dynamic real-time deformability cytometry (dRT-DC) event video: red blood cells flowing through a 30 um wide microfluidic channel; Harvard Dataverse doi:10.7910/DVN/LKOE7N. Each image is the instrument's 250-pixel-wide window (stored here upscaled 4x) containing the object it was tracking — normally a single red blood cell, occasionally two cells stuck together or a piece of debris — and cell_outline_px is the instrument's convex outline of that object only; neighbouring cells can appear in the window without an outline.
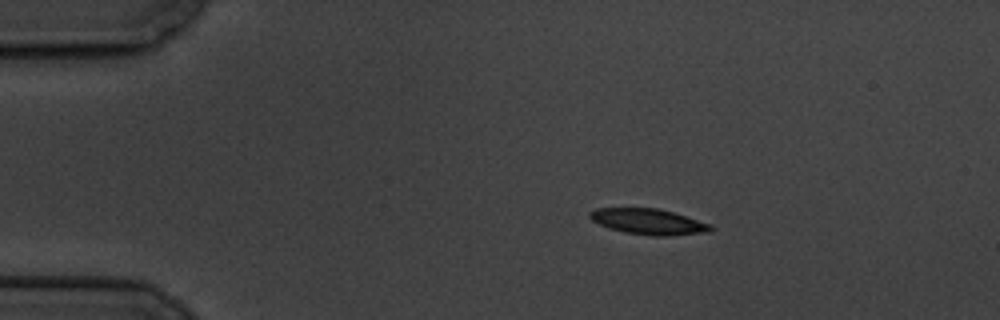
{"species": "common noctule bat (a hibernating species)", "species_latin": "Nyctalus noctula", "temperature_condition": "cold", "stored_images_in_passage": 4, "camera_frame_rate_fps": 3000, "um_per_image_px": 0.085, "animal": {"sex": "male", "body_mass_g": 19.5, "forearm_length_mm": 54.6}, "frame": {"image": 1, "passage_image": 2, "time_ms": 2.0, "image_size_px": [1000, 320], "cell_outline_px": [[716, 228], [708, 232], [664, 236], [652, 236], [624, 232], [608, 228], [592, 220], [588, 216], [588, 212], [596, 208], [656, 208], [672, 212], [712, 224]], "centroid_in_image_um": [55.12, 18.84], "position_along_channel_um": 29.9, "area_um2": 18.15}}